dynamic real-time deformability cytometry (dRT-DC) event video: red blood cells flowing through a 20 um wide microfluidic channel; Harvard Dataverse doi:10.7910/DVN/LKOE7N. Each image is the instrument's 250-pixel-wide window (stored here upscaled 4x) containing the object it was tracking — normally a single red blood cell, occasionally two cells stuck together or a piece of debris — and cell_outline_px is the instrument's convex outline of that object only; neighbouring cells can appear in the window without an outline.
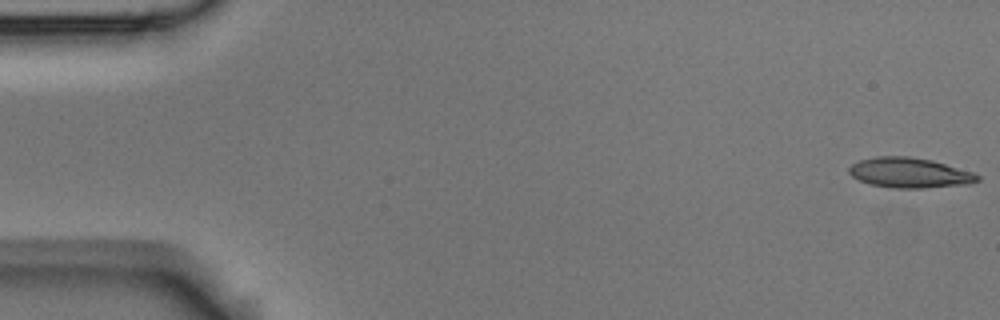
{"species": "Egyptian fruit bat (a non-hibernating species)", "species_latin": "Rousettus aegyptiacus", "temperature_condition": "room temperature", "stored_images_in_passage": 5, "camera_frame_rate_fps": 3000, "um_per_image_px": 0.085, "animal": {"sex": "male"}, "frame": {"image": 1, "passage_image": 1, "time_ms": 0.0, "image_size_px": [1000, 320], "cell_outline_px": [[980, 180], [972, 184], [924, 188], [892, 188], [872, 184], [860, 180], [852, 176], [848, 172], [848, 168], [852, 164], [860, 160], [876, 156], [908, 156], [932, 160], [972, 172], [980, 176]], "centroid_in_image_um": [77.33, 14.69], "position_along_channel_um": 7.7, "area_um2": 22.54}}
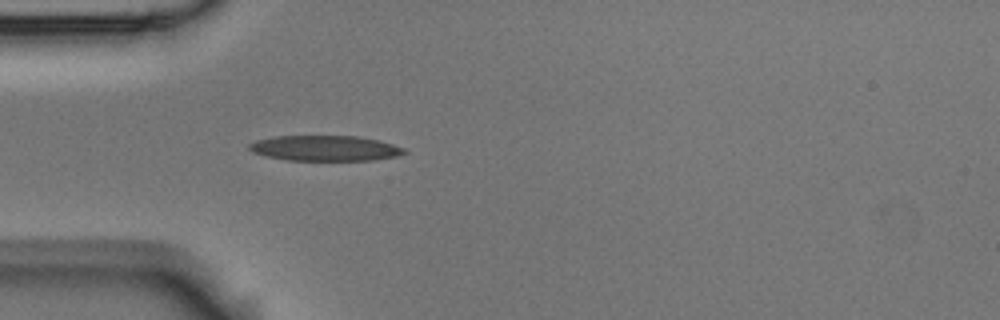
{"frame": {"image": 2, "passage_image": 5, "time_ms": 1.333, "image_size_px": [1000, 320], "cell_outline_px": [[408, 152], [396, 156], [372, 160], [288, 160], [264, 156], [252, 152], [248, 148], [248, 144], [256, 140], [276, 136], [356, 136], [380, 140], [404, 148]], "centroid_in_image_um": [27.61, 12.59], "position_along_channel_um": 57.4, "area_um2": 22.95}}